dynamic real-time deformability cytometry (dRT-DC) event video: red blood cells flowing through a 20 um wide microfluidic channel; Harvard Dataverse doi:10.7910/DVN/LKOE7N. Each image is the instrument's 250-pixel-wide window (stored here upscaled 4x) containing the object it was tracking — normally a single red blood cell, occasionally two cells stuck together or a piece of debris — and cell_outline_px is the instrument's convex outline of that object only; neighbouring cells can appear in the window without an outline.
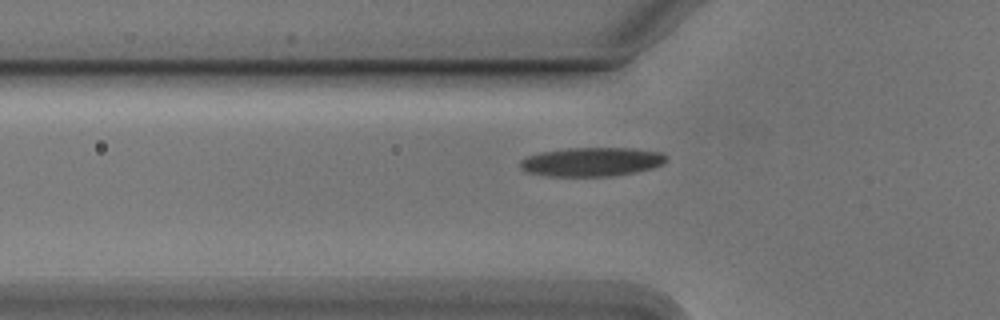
{"species": "Egyptian fruit bat (a non-hibernating species)", "species_latin": "Rousettus aegyptiacus", "temperature_condition": "cold", "stored_images_in_passage": 35, "camera_frame_rate_fps": 3000, "um_per_image_px": 0.085, "animal": {"sex": "male"}, "frame": {"image": 1, "passage_image": 3, "time_ms": 0.667, "image_size_px": [1000, 320], "cell_outline_px": [[668, 160], [664, 164], [652, 168], [636, 172], [612, 176], [548, 176], [528, 172], [520, 168], [520, 160], [524, 156], [540, 152], [568, 148], [632, 148], [664, 152], [668, 156]], "centroid_in_image_um": [50.33, 13.75], "position_along_channel_um": 75.5, "area_um2": 24.97}}
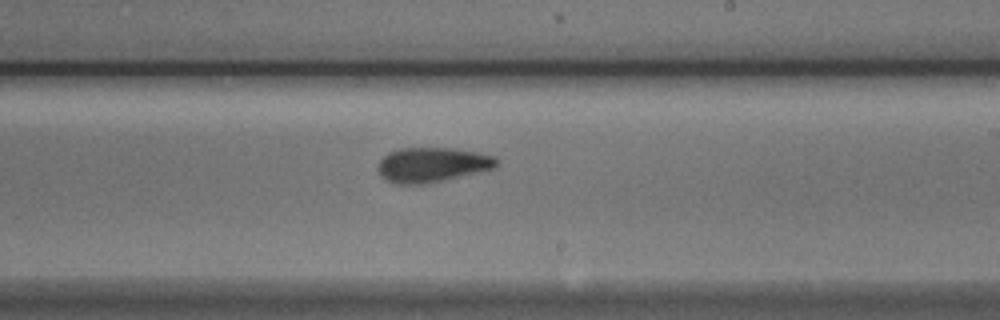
{"frame": {"image": 2, "passage_image": 17, "time_ms": 5.333, "image_size_px": [1000, 320], "cell_outline_px": [[500, 160], [496, 168], [480, 172], [428, 184], [396, 184], [384, 180], [380, 176], [376, 168], [380, 160], [388, 152], [400, 148], [456, 148], [480, 152], [496, 156]], "centroid_in_image_um": [36.76, 14.01], "position_along_channel_um": 252.2, "area_um2": 24.68}}
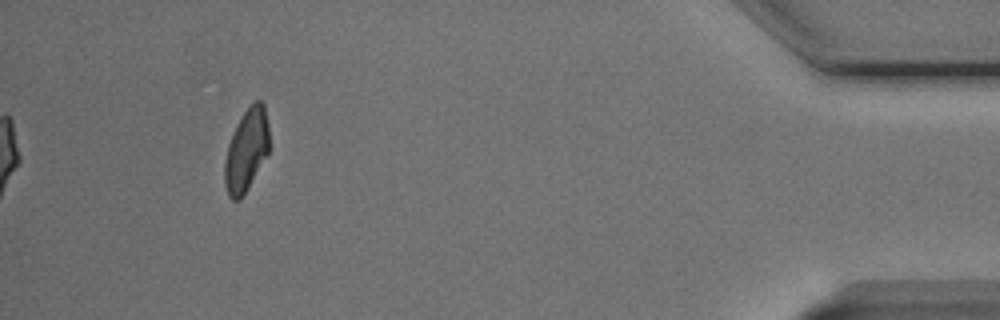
{"frame": {"image": 3, "passage_image": 35, "time_ms": 11.333, "image_size_px": [1000, 320], "cell_outline_px": [[268, 152], [240, 200], [232, 200], [228, 196], [224, 184], [224, 160], [228, 144], [236, 124], [244, 112], [256, 100], [260, 100], [264, 104], [268, 124]], "centroid_in_image_um": [20.91, 12.77], "position_along_channel_um": 414.3, "area_um2": 21.1}, "authors_computed_cell_mechanics": {"area_um2": 23.6402, "velocity_mm_per_s": 3.7785, "shape_relaxation_time_tau1_ms": 5.1732, "shape_relaxation_time_tau2_ms": 2.7356, "deformation_change_tau1": 0.1792, "deformation_change_tau2": 0.1016}}